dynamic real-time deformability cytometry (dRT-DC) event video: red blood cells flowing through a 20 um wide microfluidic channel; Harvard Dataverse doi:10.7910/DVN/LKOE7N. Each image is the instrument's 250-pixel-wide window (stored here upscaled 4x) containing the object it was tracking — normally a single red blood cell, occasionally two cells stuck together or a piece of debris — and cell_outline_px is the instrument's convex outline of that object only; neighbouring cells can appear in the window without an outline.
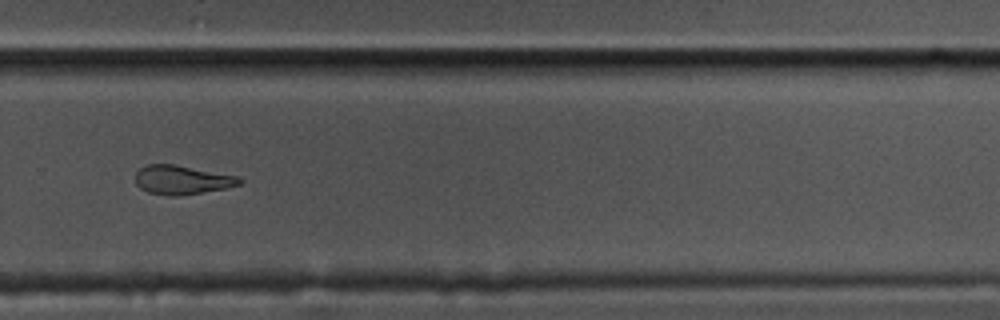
{"species": "common noctule bat (a hibernating species)", "species_latin": "Nyctalus noctula", "temperature_condition": "cold", "stored_images_in_passage": 42, "camera_frame_rate_fps": 3000, "um_per_image_px": 0.085, "animal": {"sex": "male", "body_mass_g": 17.5, "forearm_length_mm": 52.3}, "frame": {"image": 1, "passage_image": 24, "time_ms": 7.667, "image_size_px": [1000, 320], "cell_outline_px": [[244, 180], [240, 184], [228, 188], [176, 196], [168, 196], [148, 192], [140, 188], [136, 184], [136, 172], [140, 168], [148, 164], [176, 164], [240, 176]], "centroid_in_image_um": [15.5, 15.28], "position_along_channel_um": 314.3, "area_um2": 17.8}}
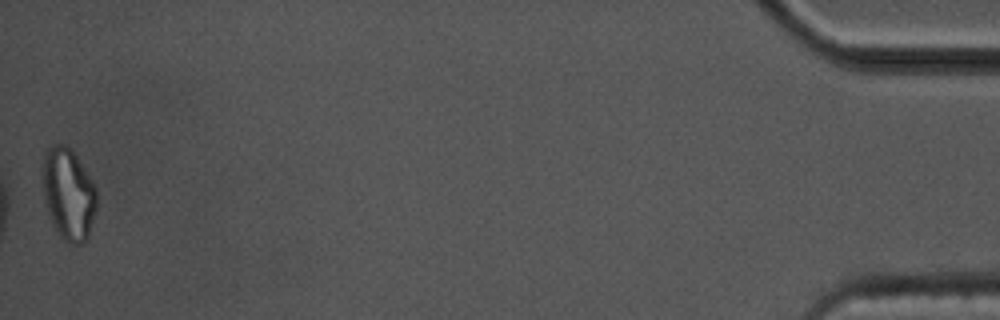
{"frame": {"image": 2, "passage_image": 42, "time_ms": 13.667, "image_size_px": [1000, 320], "cell_outline_px": [[96, 208], [88, 240], [84, 244], [68, 244], [60, 236], [52, 224], [44, 200], [44, 152], [52, 144], [64, 144], [76, 156], [96, 188]], "centroid_in_image_um": [5.83, 16.55], "position_along_channel_um": 429.4, "area_um2": 28.67}, "authors_computed_cell_mechanics": {"area_um2": 18.4093, "velocity_mm_per_s": 3.499, "shape_relaxation_time_tau1_ms": 5.4364, "shape_relaxation_time_tau2_ms": 11.3533, "deformation_change_tau1": 0.1734, "deformation_change_tau2": 0.217}}